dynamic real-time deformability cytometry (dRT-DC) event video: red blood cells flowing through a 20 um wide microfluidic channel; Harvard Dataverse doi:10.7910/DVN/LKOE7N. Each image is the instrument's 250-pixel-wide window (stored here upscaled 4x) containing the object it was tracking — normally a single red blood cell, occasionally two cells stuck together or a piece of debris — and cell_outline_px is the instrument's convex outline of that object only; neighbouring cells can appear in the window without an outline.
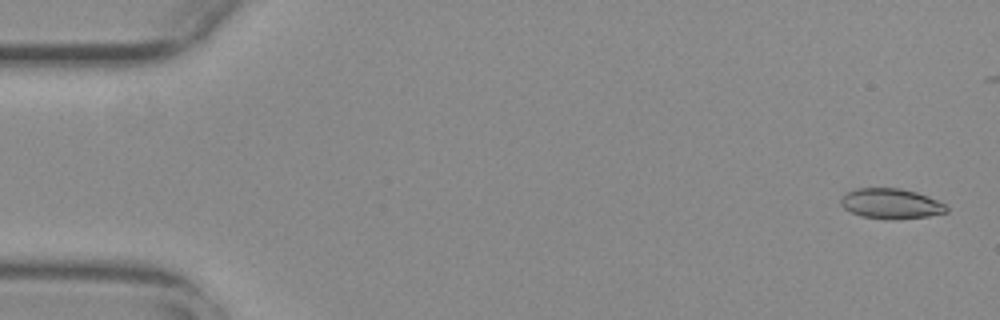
{"species": "common noctule bat (a hibernating species)", "species_latin": "Nyctalus noctula", "temperature_condition": "warm", "stored_images_in_passage": 49, "camera_frame_rate_fps": 3000, "um_per_image_px": 0.085, "animal": {"sex": "female", "body_mass_g": 29.2, "forearm_length_mm": 56.3}, "frame": {"image": 1, "passage_image": 2, "time_ms": 0.333, "image_size_px": [1000, 320], "cell_outline_px": [[948, 212], [928, 216], [888, 220], [860, 216], [844, 208], [840, 204], [840, 200], [844, 192], [856, 188], [900, 188], [916, 192], [928, 196], [944, 204], [948, 208]], "centroid_in_image_um": [75.69, 17.31], "position_along_channel_um": 9.3, "area_um2": 18.73}}
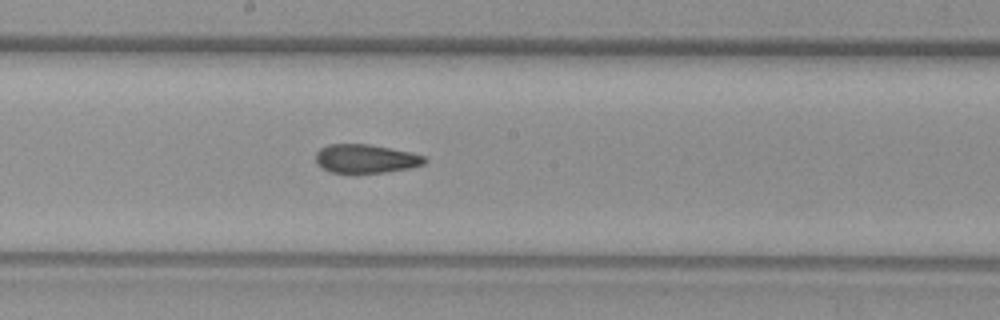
{"frame": {"image": 2, "passage_image": 30, "time_ms": 9.667, "image_size_px": [1000, 320], "cell_outline_px": [[428, 160], [424, 164], [408, 168], [384, 172], [328, 172], [320, 168], [316, 164], [316, 152], [320, 148], [328, 144], [368, 144], [412, 152], [424, 156]], "centroid_in_image_um": [31.06, 13.48], "position_along_channel_um": 217.1, "area_um2": 18.21}}
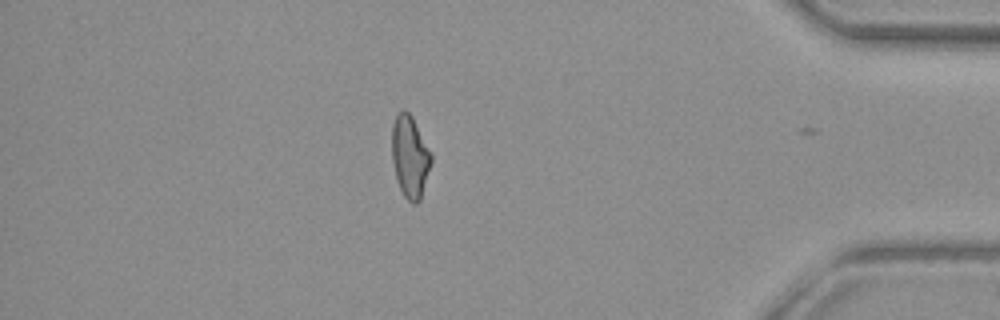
{"frame": {"image": 3, "passage_image": 48, "time_ms": 15.667, "image_size_px": [1000, 320], "cell_outline_px": [[432, 160], [420, 200], [416, 204], [412, 204], [404, 196], [396, 180], [392, 160], [392, 124], [396, 116], [404, 108], [412, 116], [432, 152]], "centroid_in_image_um": [34.85, 13.31], "position_along_channel_um": 400.4, "area_um2": 18.9}, "authors_computed_cell_mechanics": {"area_um2": 18.9006, "velocity_mm_per_s": 3.746, "shape_relaxation_time_tau1_ms": null, "shape_relaxation_time_tau2_ms": 2.4566, "deformation_change_tau1": null, "deformation_change_tau2": 0.1013}}